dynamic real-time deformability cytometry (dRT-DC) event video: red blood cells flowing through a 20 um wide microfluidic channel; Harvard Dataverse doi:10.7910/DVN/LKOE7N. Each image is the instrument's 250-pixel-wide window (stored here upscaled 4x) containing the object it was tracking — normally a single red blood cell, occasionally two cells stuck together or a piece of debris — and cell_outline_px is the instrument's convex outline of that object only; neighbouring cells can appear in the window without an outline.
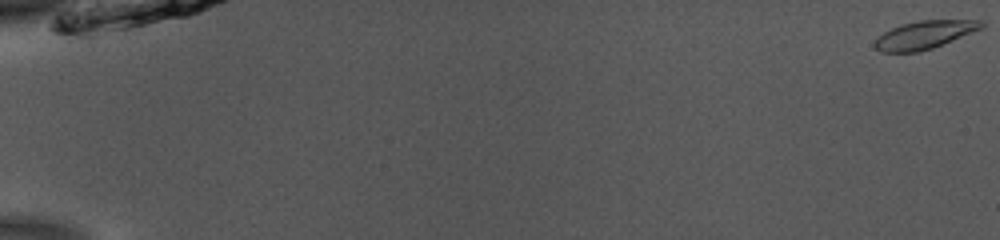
{"species": "common noctule bat (a hibernating species)", "species_latin": "Nyctalus noctula", "temperature_condition": "room temperature", "stored_images_in_passage": 54, "camera_frame_rate_fps": 3000, "um_per_image_px": 0.085, "animal": {"sex": "male", "body_mass_g": 13.0, "forearm_length_mm": 53.1}, "frame": {"image": 1, "passage_image": 1, "time_ms": 0.0, "image_size_px": [1000, 240], "cell_outline_px": [[984, 28], [932, 48], [916, 52], [880, 52], [872, 44], [884, 32], [900, 24], [920, 20], [984, 20]], "centroid_in_image_um": [78.6, 2.95], "position_along_channel_um": 6.4, "area_um2": 17.4}}
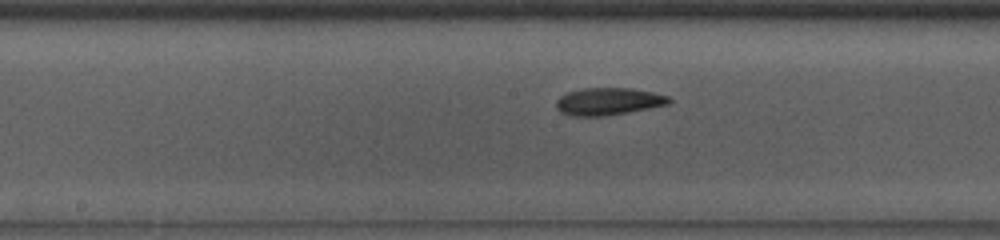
{"frame": {"image": 2, "passage_image": 30, "time_ms": 9.667, "image_size_px": [1000, 240], "cell_outline_px": [[672, 100], [668, 104], [628, 112], [604, 116], [572, 116], [560, 112], [556, 108], [556, 100], [560, 96], [568, 92], [584, 88], [632, 88], [652, 92], [668, 96]], "centroid_in_image_um": [51.68, 8.62], "position_along_channel_um": 196.5, "area_um2": 17.92}}
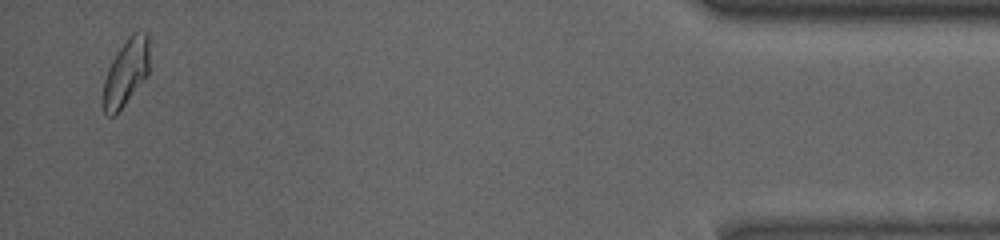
{"frame": {"image": 3, "passage_image": 53, "time_ms": 17.333, "image_size_px": [1000, 240], "cell_outline_px": [[148, 76], [124, 104], [112, 116], [108, 116], [104, 112], [104, 80], [108, 68], [112, 60], [128, 36], [132, 32], [148, 32]], "centroid_in_image_um": [10.73, 6.12], "position_along_channel_um": 424.5, "area_um2": 17.57}, "authors_computed_cell_mechanics": {"area_um2": 17.6579, "velocity_mm_per_s": 3.8582, "shape_relaxation_time_tau1_ms": 2.2973, "shape_relaxation_time_tau2_ms": 3.4445, "deformation_change_tau1": 0.0975, "deformation_change_tau2": 0.0889}}